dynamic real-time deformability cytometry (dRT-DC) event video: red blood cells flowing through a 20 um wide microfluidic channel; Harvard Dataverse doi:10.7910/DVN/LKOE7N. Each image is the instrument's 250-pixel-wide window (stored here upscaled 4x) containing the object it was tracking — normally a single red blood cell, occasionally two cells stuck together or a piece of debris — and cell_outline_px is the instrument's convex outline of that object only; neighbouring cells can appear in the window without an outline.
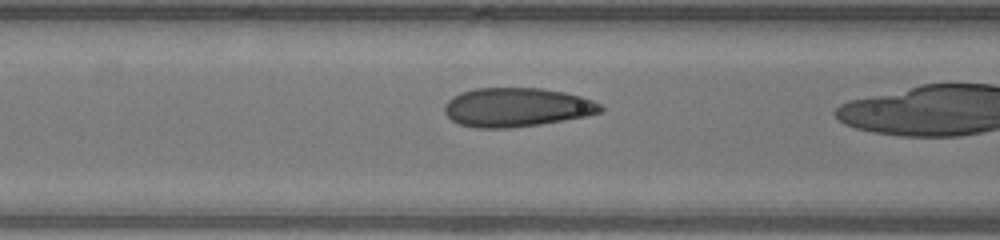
{"species": "human", "species_latin": "Homo sapiens", "temperature_condition": "warm", "stored_images_in_passage": 33, "camera_frame_rate_fps": 3000, "um_per_image_px": 0.085, "donor": {"sex": "male"}, "frame": {"image": 1, "passage_image": 13, "time_ms": 4.0, "image_size_px": [1000, 240], "cell_outline_px": [[604, 108], [600, 112], [584, 116], [564, 120], [540, 124], [508, 128], [476, 128], [460, 124], [452, 120], [444, 112], [444, 104], [452, 96], [460, 92], [476, 88], [540, 88], [564, 92], [580, 96], [592, 100], [600, 104]], "centroid_in_image_um": [43.88, 9.11], "position_along_channel_um": 122.7, "area_um2": 35.37}}
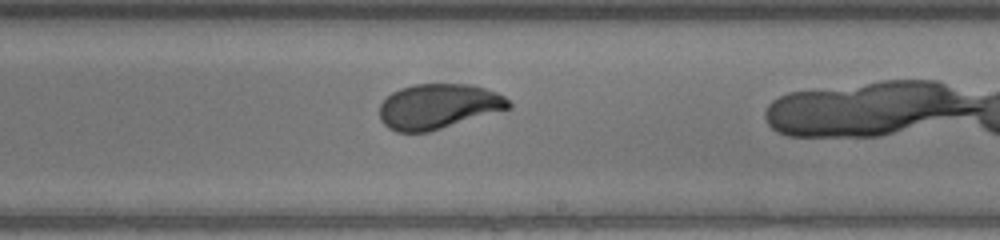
{"frame": {"image": 2, "passage_image": 22, "time_ms": 7.0, "image_size_px": [1000, 240], "cell_outline_px": [[512, 108], [428, 132], [396, 132], [388, 128], [380, 120], [380, 104], [392, 92], [400, 88], [412, 84], [468, 84], [484, 88], [496, 92], [504, 96], [512, 104]], "centroid_in_image_um": [37.25, 9.04], "position_along_channel_um": 251.7, "area_um2": 33.93}}
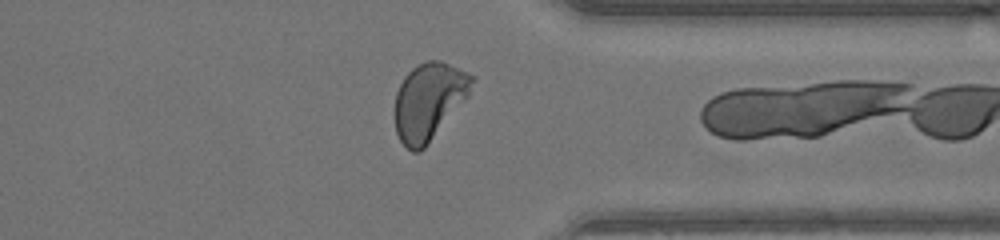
{"frame": {"image": 3, "passage_image": 31, "time_ms": 10.0, "image_size_px": [1000, 240], "cell_outline_px": [[476, 76], [468, 96], [424, 148], [420, 152], [412, 152], [400, 140], [396, 132], [396, 92], [404, 76], [412, 68], [428, 60], [440, 60], [468, 72]], "centroid_in_image_um": [36.47, 8.58], "position_along_channel_um": 374.9, "area_um2": 34.22}}